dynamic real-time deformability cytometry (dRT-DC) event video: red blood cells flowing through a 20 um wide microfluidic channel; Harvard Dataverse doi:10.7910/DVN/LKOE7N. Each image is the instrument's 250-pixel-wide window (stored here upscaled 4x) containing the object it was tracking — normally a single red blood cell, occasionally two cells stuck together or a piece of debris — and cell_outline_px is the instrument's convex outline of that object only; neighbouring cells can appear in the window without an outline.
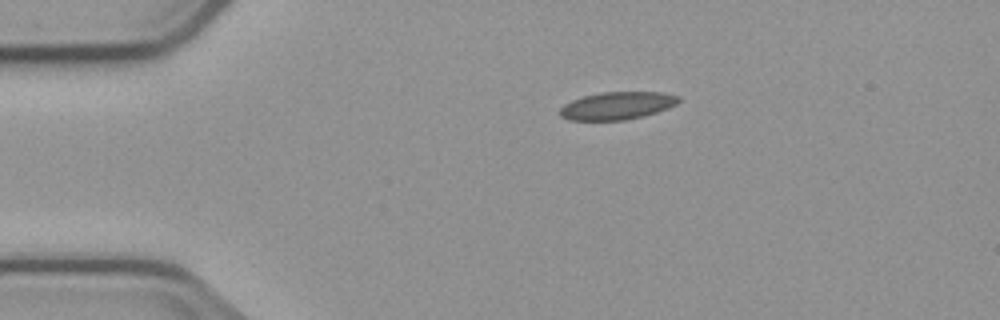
{"species": "common noctule bat (a hibernating species)", "species_latin": "Nyctalus noctula", "temperature_condition": "cold", "stored_images_in_passage": 5, "camera_frame_rate_fps": 3000, "um_per_image_px": 0.085, "animal": {"sex": "male", "body_mass_g": 23.1, "forearm_length_mm": 52.7}, "frame": {"image": 1, "passage_image": 5, "time_ms": 5.667, "image_size_px": [1000, 320], "cell_outline_px": [[680, 100], [676, 104], [668, 108], [644, 116], [624, 120], [568, 120], [560, 116], [560, 108], [564, 104], [572, 100], [584, 96], [604, 92], [660, 92], [680, 96]], "centroid_in_image_um": [52.46, 8.98], "position_along_channel_um": 32.5, "area_um2": 19.07}}